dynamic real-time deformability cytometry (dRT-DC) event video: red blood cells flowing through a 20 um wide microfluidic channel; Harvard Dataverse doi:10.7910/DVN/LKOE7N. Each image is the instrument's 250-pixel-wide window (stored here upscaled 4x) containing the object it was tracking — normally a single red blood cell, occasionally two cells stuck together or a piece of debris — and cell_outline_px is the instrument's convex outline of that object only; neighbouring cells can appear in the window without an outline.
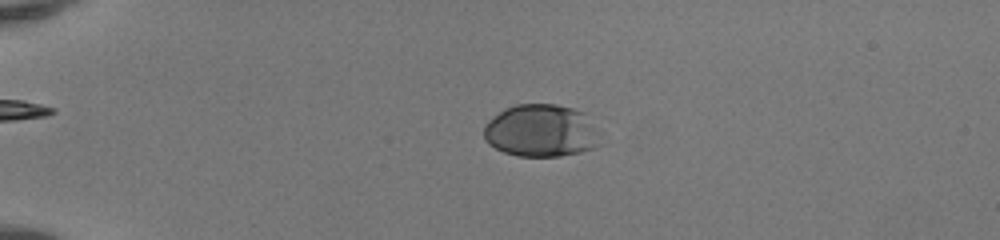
{"species": "human", "species_latin": "Homo sapiens", "temperature_condition": "room temperature", "stored_images_in_passage": 51, "camera_frame_rate_fps": 3000, "um_per_image_px": 0.085, "donor": {"sex": "female"}, "frame": {"image": 1, "passage_image": 13, "time_ms": 4.0, "image_size_px": [1000, 240], "cell_outline_px": [[600, 144], [592, 148], [580, 152], [560, 156], [516, 156], [504, 152], [488, 144], [484, 140], [484, 124], [488, 120], [504, 108], [516, 104], [556, 104], [572, 108], [584, 112]], "centroid_in_image_um": [45.9, 11.11], "position_along_channel_um": 39.1, "area_um2": 35.32}}
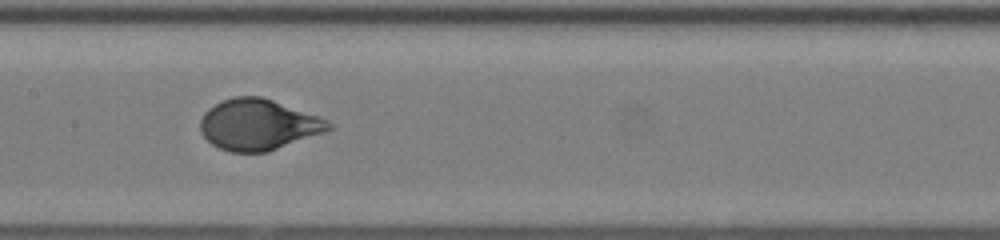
{"frame": {"image": 2, "passage_image": 28, "time_ms": 9.0, "image_size_px": [1000, 240], "cell_outline_px": [[336, 124], [332, 128], [324, 132], [268, 152], [232, 152], [220, 148], [212, 144], [200, 132], [200, 120], [204, 112], [208, 108], [232, 96], [260, 96], [320, 116]], "centroid_in_image_um": [21.97, 10.59], "position_along_channel_um": 185.4, "area_um2": 38.09}}
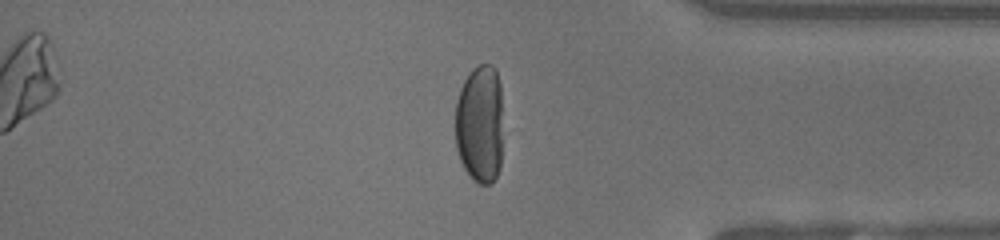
{"frame": {"image": 3, "passage_image": 44, "time_ms": 14.333, "image_size_px": [1000, 240], "cell_outline_px": [[500, 168], [492, 184], [480, 184], [472, 180], [464, 168], [460, 160], [456, 148], [456, 100], [460, 88], [464, 80], [472, 68], [480, 64], [492, 64], [496, 68], [500, 84]], "centroid_in_image_um": [40.76, 10.53], "position_along_channel_um": 394.4, "area_um2": 33.0}, "authors_computed_cell_mechanics": {"area_um2": 38.3214, "velocity_mm_per_s": 4.1371, "shape_relaxation_time_tau1_ms": 3.8895, "shape_relaxation_time_tau2_ms": null, "deformation_change_tau1": 0.1981, "deformation_change_tau2": null}}